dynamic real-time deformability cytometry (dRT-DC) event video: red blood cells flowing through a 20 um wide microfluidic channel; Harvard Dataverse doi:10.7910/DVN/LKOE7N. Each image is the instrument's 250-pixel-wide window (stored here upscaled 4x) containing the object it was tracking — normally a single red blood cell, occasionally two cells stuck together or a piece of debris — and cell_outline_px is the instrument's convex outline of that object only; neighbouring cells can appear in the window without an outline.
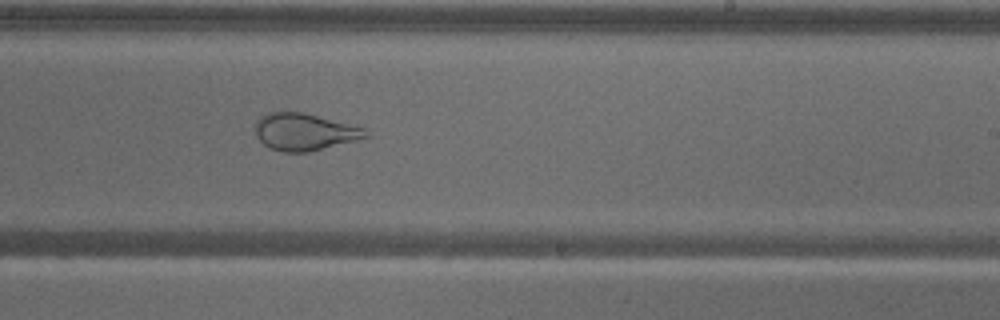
{"species": "common noctule bat (a hibernating species)", "species_latin": "Nyctalus noctula", "temperature_condition": "warm", "stored_images_in_passage": 57, "camera_frame_rate_fps": 3000, "um_per_image_px": 0.085, "animal": {"sex": "male", "body_mass_g": 18.8}, "frame": {"image": 1, "passage_image": 35, "time_ms": 11.333, "image_size_px": [1000, 320], "cell_outline_px": [[368, 136], [308, 152], [284, 152], [272, 148], [264, 144], [256, 136], [256, 120], [260, 116], [272, 112], [304, 112], [364, 128], [368, 132]], "centroid_in_image_um": [25.83, 11.2], "position_along_channel_um": 263.2, "area_um2": 23.35}}
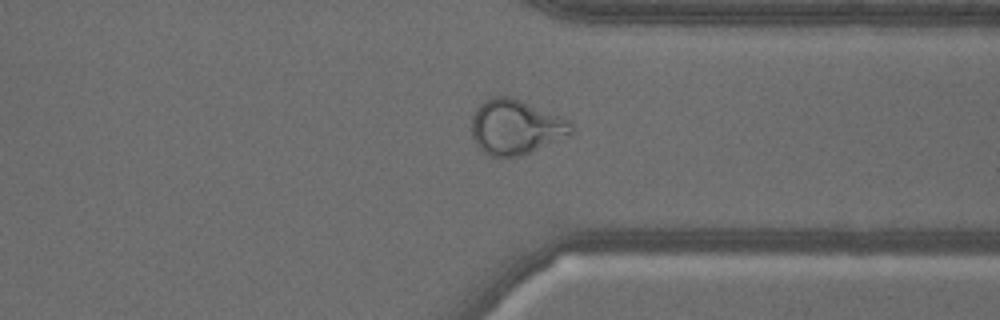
{"frame": {"image": 2, "passage_image": 44, "time_ms": 14.333, "image_size_px": [1000, 320], "cell_outline_px": [[576, 132], [532, 152], [520, 156], [492, 156], [484, 152], [476, 144], [472, 136], [472, 116], [476, 108], [484, 100], [492, 96], [508, 96], [520, 100], [564, 116], [572, 120]], "centroid_in_image_um": [43.89, 10.78], "position_along_channel_um": 367.5, "area_um2": 32.25}}
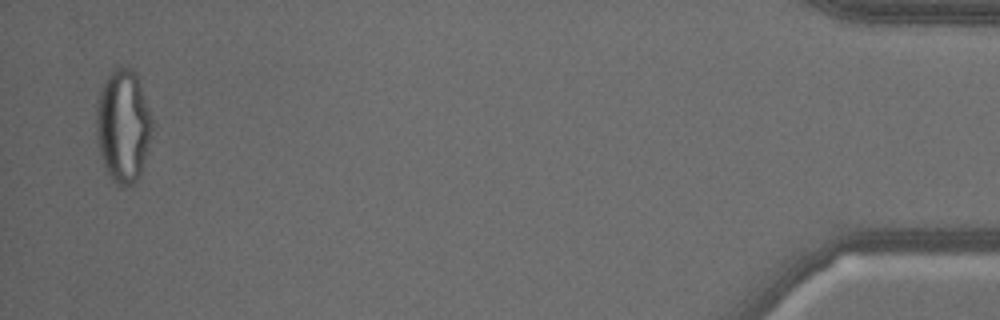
{"frame": {"image": 3, "passage_image": 56, "time_ms": 18.333, "image_size_px": [1000, 320], "cell_outline_px": [[152, 128], [148, 148], [140, 176], [132, 184], [116, 184], [112, 180], [100, 156], [96, 140], [96, 104], [100, 88], [104, 80], [112, 68], [116, 64], [132, 68], [136, 72], [152, 120]], "centroid_in_image_um": [10.43, 10.63], "position_along_channel_um": 424.8, "area_um2": 36.99}}